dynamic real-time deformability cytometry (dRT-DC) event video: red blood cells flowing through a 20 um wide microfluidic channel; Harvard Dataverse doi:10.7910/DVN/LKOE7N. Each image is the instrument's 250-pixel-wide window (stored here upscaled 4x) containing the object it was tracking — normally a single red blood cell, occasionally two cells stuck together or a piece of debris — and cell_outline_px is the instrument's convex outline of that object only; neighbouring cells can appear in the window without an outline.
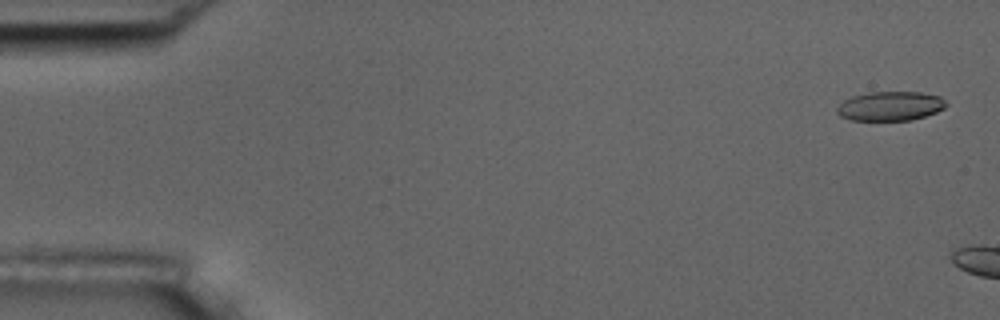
{"species": "common noctule bat (a hibernating species)", "species_latin": "Nyctalus noctula", "temperature_condition": "room temperature", "stored_images_in_passage": 2, "camera_frame_rate_fps": 3000, "um_per_image_px": 0.085, "animal": {"sex": "male", "body_mass_g": 17.5, "forearm_length_mm": 52.3}, "frame": {"image": 1, "passage_image": 1, "time_ms": 0.0, "image_size_px": [1000, 320], "cell_outline_px": [[948, 104], [944, 108], [936, 112], [912, 120], [852, 120], [840, 116], [836, 112], [836, 108], [844, 100], [852, 96], [868, 92], [920, 92], [940, 96]], "centroid_in_image_um": [75.67, 9.01], "position_along_channel_um": 9.3, "area_um2": 18.61}}